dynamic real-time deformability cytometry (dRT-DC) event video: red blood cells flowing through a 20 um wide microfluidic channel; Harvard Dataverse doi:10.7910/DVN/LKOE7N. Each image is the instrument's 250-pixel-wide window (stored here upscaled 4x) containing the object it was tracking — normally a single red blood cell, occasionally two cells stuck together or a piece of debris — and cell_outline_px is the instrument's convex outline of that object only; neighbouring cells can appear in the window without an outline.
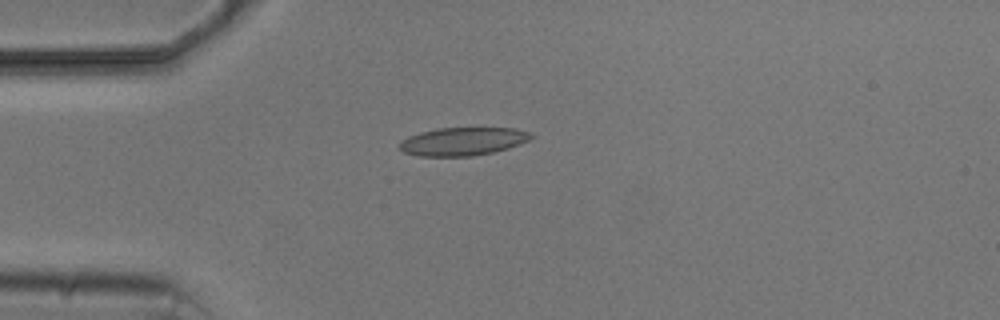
{"species": "common noctule bat (a hibernating species)", "species_latin": "Nyctalus noctula", "temperature_condition": "cold", "stored_images_in_passage": 7, "camera_frame_rate_fps": 3000, "um_per_image_px": 0.085, "animal": {"sex": "male", "body_mass_g": 20.5, "forearm_length_mm": 52.5}, "frame": {"image": 1, "passage_image": 4, "time_ms": 3.667, "image_size_px": [1000, 320], "cell_outline_px": [[536, 136], [520, 144], [508, 148], [492, 152], [472, 156], [416, 156], [404, 152], [400, 148], [400, 140], [408, 136], [420, 132], [436, 128], [516, 128], [528, 132]], "centroid_in_image_um": [39.33, 12.01], "position_along_channel_um": 45.7, "area_um2": 21.62}}
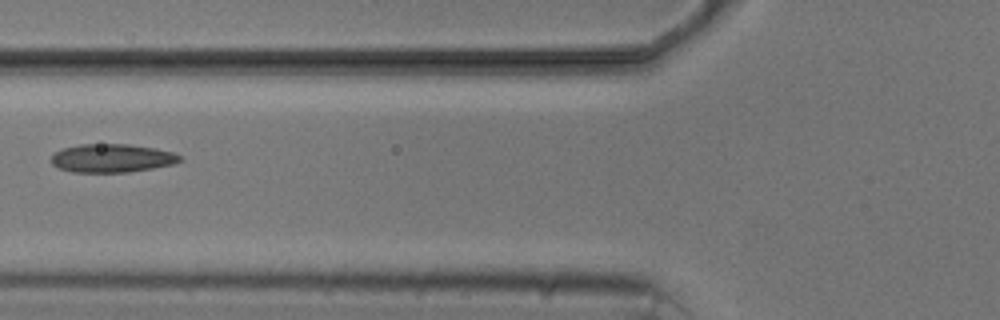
{"frame": {"image": 2, "passage_image": 6, "time_ms": 6.0, "image_size_px": [1000, 320], "cell_outline_px": [[180, 160], [172, 164], [152, 168], [128, 172], [72, 172], [60, 168], [52, 164], [52, 156], [56, 152], [64, 148], [80, 144], [128, 144], [156, 148], [172, 152], [180, 156]], "centroid_in_image_um": [9.5, 13.44], "position_along_channel_um": 116.3, "area_um2": 21.04}}
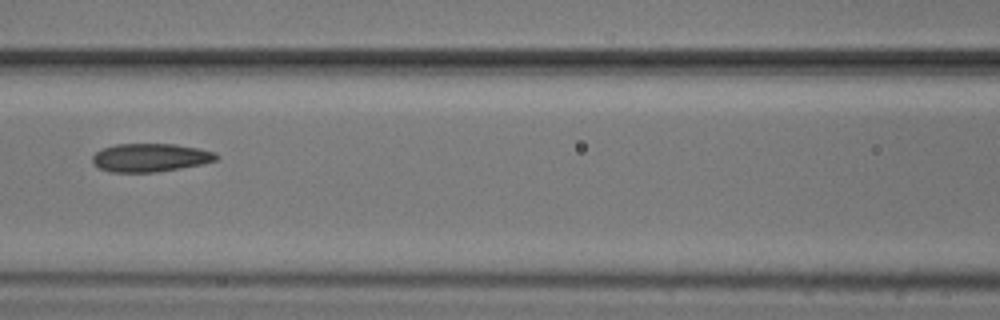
{"frame": {"image": 3, "passage_image": 7, "time_ms": 7.0, "image_size_px": [1000, 320], "cell_outline_px": [[220, 156], [216, 160], [204, 164], [156, 172], [108, 172], [100, 168], [92, 160], [92, 156], [100, 148], [116, 144], [176, 144], [200, 148], [216, 152]], "centroid_in_image_um": [12.81, 13.39], "position_along_channel_um": 153.8, "area_um2": 20.63}}